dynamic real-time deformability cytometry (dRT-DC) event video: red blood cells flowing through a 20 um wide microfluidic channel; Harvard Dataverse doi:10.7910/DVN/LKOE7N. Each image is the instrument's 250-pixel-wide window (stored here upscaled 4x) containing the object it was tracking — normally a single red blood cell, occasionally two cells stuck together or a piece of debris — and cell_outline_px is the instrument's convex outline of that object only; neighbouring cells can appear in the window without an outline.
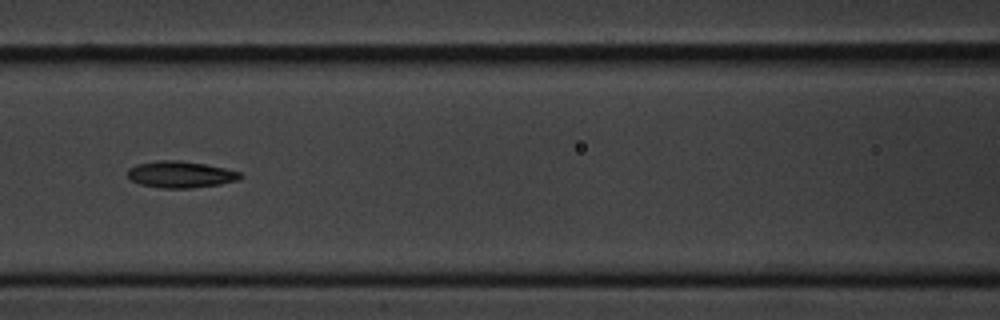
{"species": "common noctule bat (a hibernating species)", "species_latin": "Nyctalus noctula", "temperature_condition": "cold", "stored_images_in_passage": 11, "camera_frame_rate_fps": 3000, "um_per_image_px": 0.085, "animal": {"sex": "male", "body_mass_g": 20.1, "forearm_length_mm": 53.5}, "frame": {"image": 1, "passage_image": 7, "time_ms": 7.667, "image_size_px": [1000, 320], "cell_outline_px": [[244, 176], [240, 180], [220, 184], [192, 188], [160, 188], [140, 184], [132, 180], [128, 176], [128, 168], [136, 164], [156, 160], [176, 160], [204, 164], [224, 168], [240, 172]], "centroid_in_image_um": [15.35, 14.83], "position_along_channel_um": 151.2, "area_um2": 17.51}}
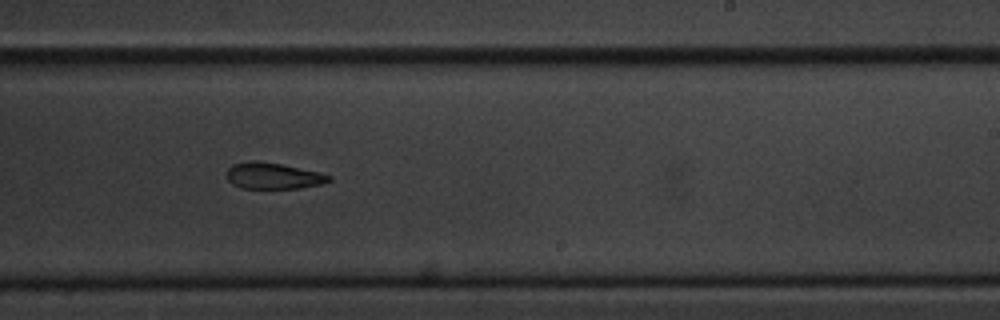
{"frame": {"image": 2, "passage_image": 10, "time_ms": 11.0, "image_size_px": [1000, 320], "cell_outline_px": [[332, 180], [320, 184], [296, 188], [240, 188], [232, 184], [228, 180], [228, 168], [232, 164], [248, 160], [256, 160], [280, 164], [316, 172], [332, 176]], "centroid_in_image_um": [23.16, 14.94], "position_along_channel_um": 265.8, "area_um2": 15.43}}
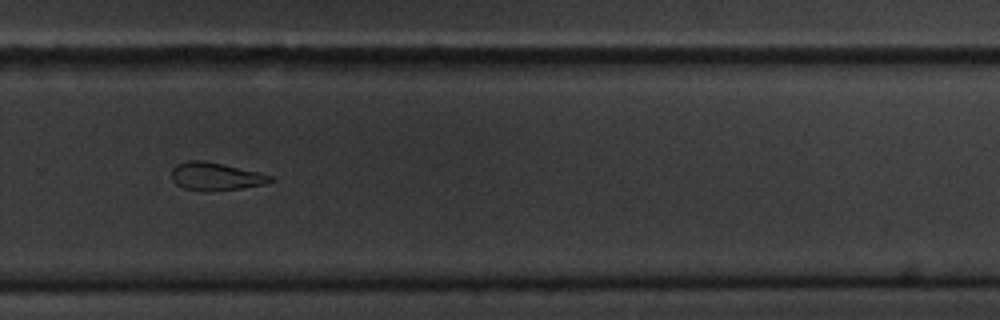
{"frame": {"image": 3, "passage_image": 11, "time_ms": 12.333, "image_size_px": [1000, 320], "cell_outline_px": [[276, 180], [268, 184], [244, 188], [184, 188], [176, 184], [172, 180], [172, 168], [176, 164], [188, 160], [204, 160], [224, 164], [272, 176]], "centroid_in_image_um": [18.36, 14.94], "position_along_channel_um": 311.4, "area_um2": 15.43}}